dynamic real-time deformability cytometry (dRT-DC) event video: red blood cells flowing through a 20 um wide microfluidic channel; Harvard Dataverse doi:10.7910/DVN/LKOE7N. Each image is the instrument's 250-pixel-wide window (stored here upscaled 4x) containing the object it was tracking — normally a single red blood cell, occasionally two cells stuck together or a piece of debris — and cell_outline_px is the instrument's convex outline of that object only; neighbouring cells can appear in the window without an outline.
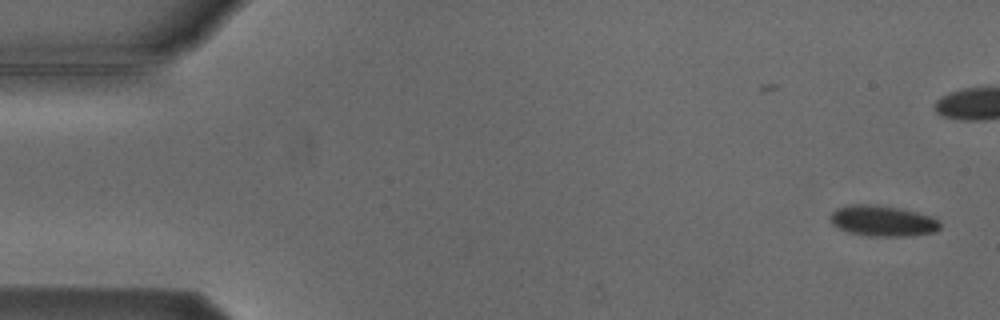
{"species": "Egyptian fruit bat (a non-hibernating species)", "species_latin": "Rousettus aegyptiacus", "temperature_condition": "cold", "stored_images_in_passage": 4, "camera_frame_rate_fps": 3000, "um_per_image_px": 0.085, "animal": {"sex": "male"}, "frame": {"image": 1, "passage_image": 1, "time_ms": 0.0, "image_size_px": [1000, 320], "cell_outline_px": [[940, 228], [936, 232], [912, 236], [868, 236], [848, 232], [832, 224], [832, 212], [836, 208], [852, 204], [876, 204], [900, 208], [932, 216], [940, 224]], "centroid_in_image_um": [75.05, 18.77], "position_along_channel_um": 10.0, "area_um2": 19.71}}